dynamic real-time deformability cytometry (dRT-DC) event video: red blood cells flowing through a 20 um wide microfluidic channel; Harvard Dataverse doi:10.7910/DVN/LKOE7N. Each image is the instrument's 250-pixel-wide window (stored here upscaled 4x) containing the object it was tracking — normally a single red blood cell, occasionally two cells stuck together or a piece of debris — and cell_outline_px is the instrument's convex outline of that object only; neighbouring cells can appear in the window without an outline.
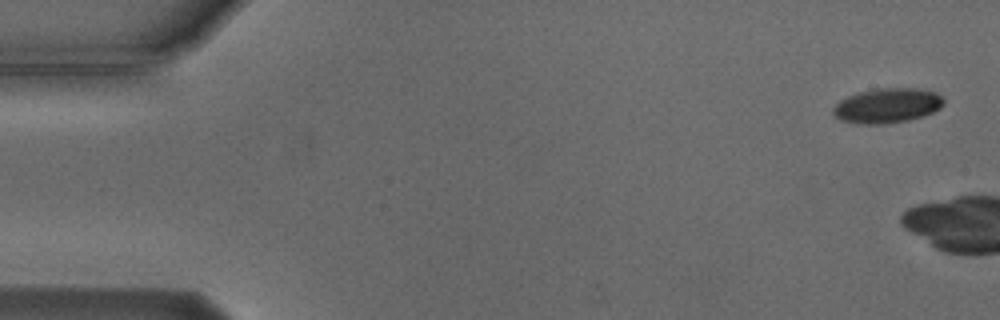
{"species": "Egyptian fruit bat (a non-hibernating species)", "species_latin": "Rousettus aegyptiacus", "temperature_condition": "cold", "stored_images_in_passage": 6, "camera_frame_rate_fps": 3000, "um_per_image_px": 0.085, "animal": {"sex": "male"}, "frame": {"image": 1, "passage_image": 1, "time_ms": 0.0, "image_size_px": [1000, 320], "cell_outline_px": [[944, 104], [940, 108], [932, 112], [908, 120], [880, 124], [856, 124], [840, 120], [832, 112], [832, 108], [840, 100], [848, 96], [860, 92], [876, 88], [920, 88], [936, 92], [944, 100]], "centroid_in_image_um": [75.4, 8.97], "position_along_channel_um": 9.6, "area_um2": 22.37}}